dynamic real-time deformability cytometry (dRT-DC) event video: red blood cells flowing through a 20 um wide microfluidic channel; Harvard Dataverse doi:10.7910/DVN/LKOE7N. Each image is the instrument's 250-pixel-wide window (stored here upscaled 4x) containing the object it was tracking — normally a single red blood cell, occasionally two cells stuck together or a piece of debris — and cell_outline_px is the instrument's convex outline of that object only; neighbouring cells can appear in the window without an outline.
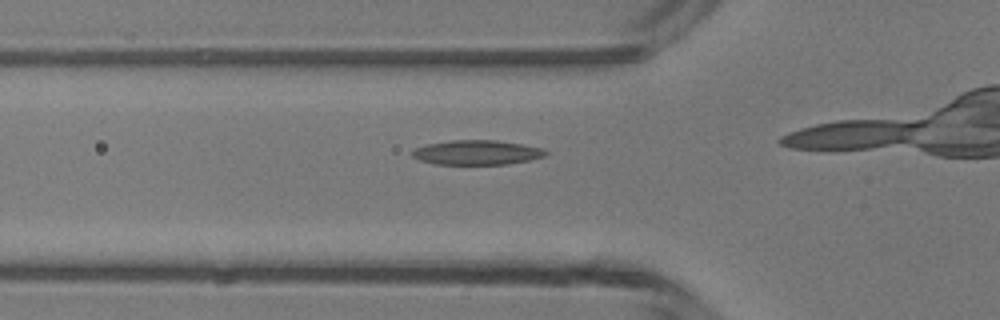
{"species": "common noctule bat (a hibernating species)", "species_latin": "Nyctalus noctula", "temperature_condition": "room temperature", "stored_images_in_passage": 8, "camera_frame_rate_fps": 3000, "um_per_image_px": 0.085, "animal": {"sex": "male", "body_mass_g": 13.3}, "frame": {"image": 1, "passage_image": 2, "time_ms": 0.333, "image_size_px": [1000, 320], "cell_outline_px": [[548, 152], [544, 156], [528, 160], [508, 164], [436, 164], [420, 160], [412, 156], [412, 152], [416, 148], [428, 144], [452, 140], [496, 140], [524, 144], [544, 148]], "centroid_in_image_um": [40.57, 12.95], "position_along_channel_um": 85.2, "area_um2": 19.02}}
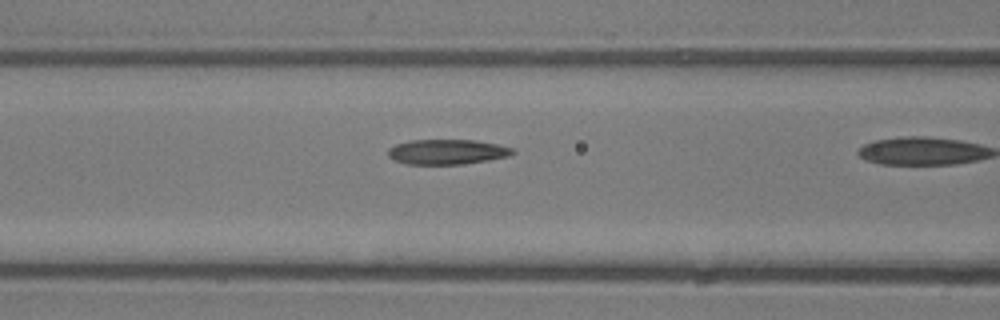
{"frame": {"image": 2, "passage_image": 5, "time_ms": 1.333, "image_size_px": [1000, 320], "cell_outline_px": [[516, 152], [512, 156], [464, 164], [408, 164], [396, 160], [388, 156], [388, 148], [396, 144], [412, 140], [476, 140], [496, 144], [512, 148]], "centroid_in_image_um": [38.04, 12.91], "position_along_channel_um": 128.6, "area_um2": 18.15}}